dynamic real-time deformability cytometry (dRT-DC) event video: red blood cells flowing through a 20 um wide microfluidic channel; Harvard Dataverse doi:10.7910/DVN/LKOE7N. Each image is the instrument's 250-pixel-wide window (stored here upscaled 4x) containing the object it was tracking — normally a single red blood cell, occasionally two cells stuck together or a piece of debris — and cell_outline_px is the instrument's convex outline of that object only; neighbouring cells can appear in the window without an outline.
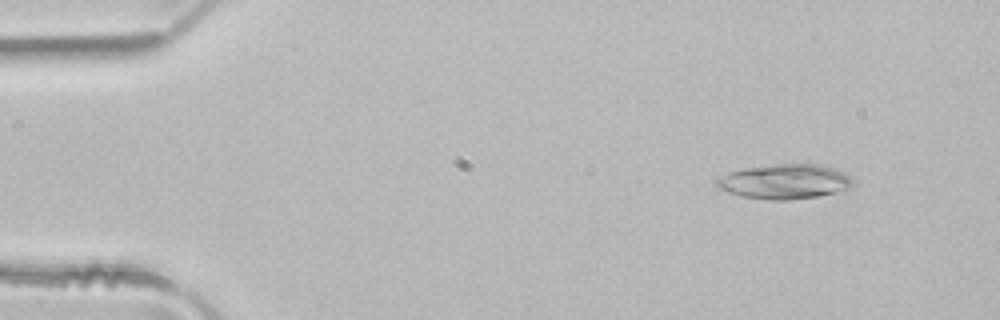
{"species": "common noctule bat (a hibernating species)", "species_latin": "Nyctalus noctula", "temperature_condition": "room temperature", "stored_images_in_passage": 4, "camera_frame_rate_fps": 3000, "um_per_image_px": 0.085, "animal": {"sex": "male", "body_mass_g": 21.5, "forearm_length_mm": 52.0}, "frame": {"image": 1, "passage_image": 2, "time_ms": 0.333, "image_size_px": [1000, 320], "cell_outline_px": [[852, 184], [844, 192], [788, 200], [768, 200], [740, 196], [716, 188], [716, 180], [720, 176], [728, 172], [744, 168], [776, 164], [820, 164], [836, 168], [844, 172], [852, 180]], "centroid_in_image_um": [66.69, 15.43], "position_along_channel_um": 18.3, "area_um2": 27.86}}
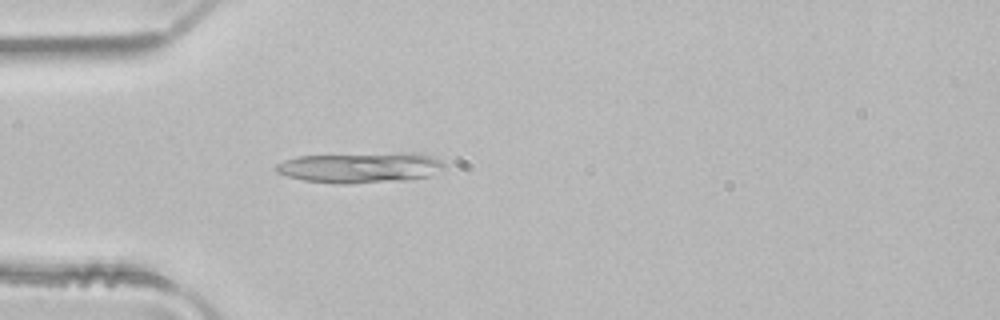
{"frame": {"image": 2, "passage_image": 4, "time_ms": 1.0, "image_size_px": [1000, 320], "cell_outline_px": [[448, 168], [428, 176], [408, 180], [348, 184], [336, 184], [304, 180], [288, 176], [276, 172], [276, 164], [284, 160], [296, 156], [400, 152], [412, 152], [432, 156], [440, 160]], "centroid_in_image_um": [30.67, 14.24], "position_along_channel_um": 54.3, "area_um2": 30.35}}